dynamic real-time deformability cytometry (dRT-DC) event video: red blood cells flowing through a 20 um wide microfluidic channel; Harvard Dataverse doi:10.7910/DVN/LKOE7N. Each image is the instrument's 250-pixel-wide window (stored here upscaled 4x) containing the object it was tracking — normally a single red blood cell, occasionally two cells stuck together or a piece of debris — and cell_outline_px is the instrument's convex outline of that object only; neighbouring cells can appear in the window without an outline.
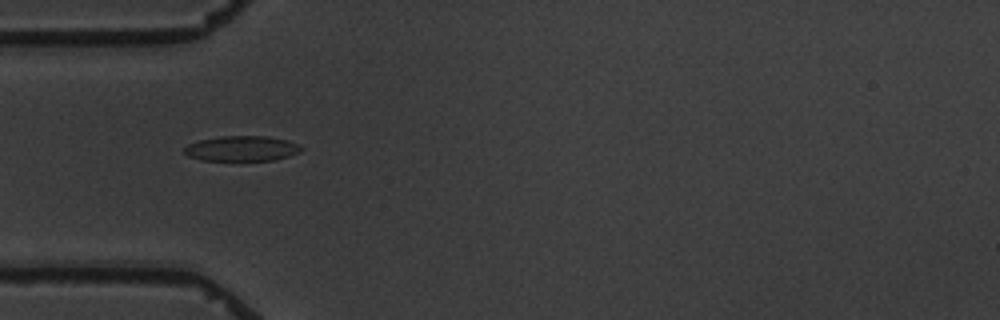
{"species": "common noctule bat (a hibernating species)", "species_latin": "Nyctalus noctula", "temperature_condition": "warm", "stored_images_in_passage": 6, "camera_frame_rate_fps": 3000, "um_per_image_px": 0.085, "animal": {"sex": "male", "body_mass_g": 19.5, "forearm_length_mm": 54.6}, "frame": {"image": 1, "passage_image": 5, "time_ms": 4.667, "image_size_px": [1000, 320], "cell_outline_px": [[304, 148], [300, 152], [288, 156], [272, 160], [200, 160], [188, 156], [184, 152], [184, 148], [188, 144], [200, 140], [220, 136], [268, 136], [288, 140]], "centroid_in_image_um": [20.55, 12.62], "position_along_channel_um": 64.5, "area_um2": 17.11}}
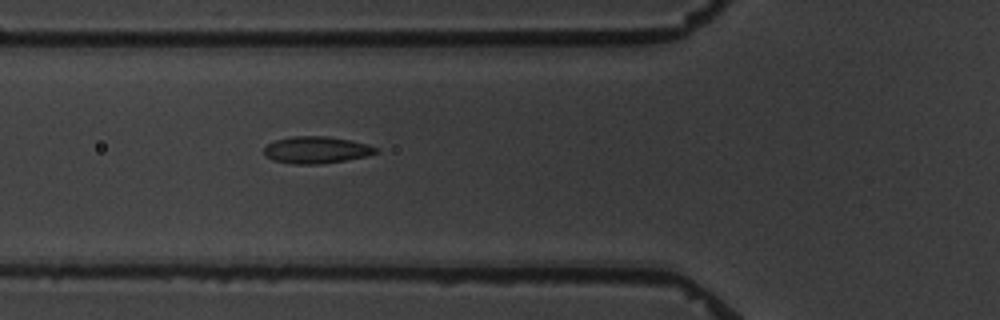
{"frame": {"image": 2, "passage_image": 6, "time_ms": 5.667, "image_size_px": [1000, 320], "cell_outline_px": [[380, 152], [368, 156], [320, 164], [292, 164], [272, 160], [264, 152], [264, 148], [268, 144], [276, 140], [292, 136], [328, 136], [352, 140], [368, 144], [380, 148]], "centroid_in_image_um": [26.96, 12.74], "position_along_channel_um": 98.8, "area_um2": 17.69}}